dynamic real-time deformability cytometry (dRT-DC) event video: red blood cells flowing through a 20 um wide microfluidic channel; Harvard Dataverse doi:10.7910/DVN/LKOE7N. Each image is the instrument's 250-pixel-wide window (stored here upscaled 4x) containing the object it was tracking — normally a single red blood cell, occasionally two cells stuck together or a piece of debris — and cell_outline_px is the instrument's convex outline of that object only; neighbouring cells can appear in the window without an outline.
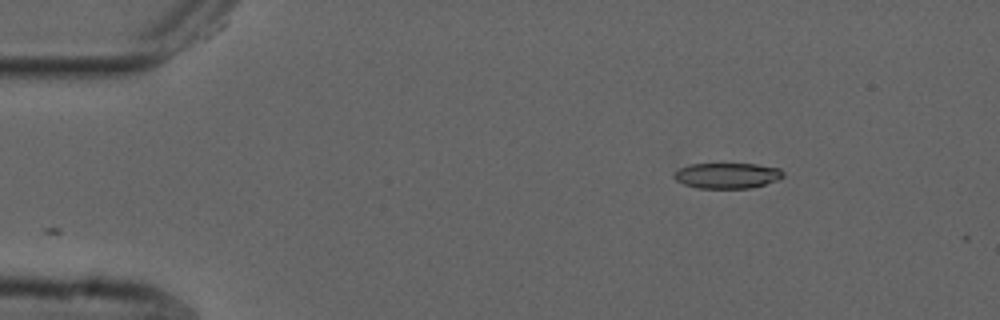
{"species": "common noctule bat (a hibernating species)", "species_latin": "Nyctalus noctula", "temperature_condition": "cold", "stored_images_in_passage": 48, "camera_frame_rate_fps": 3000, "um_per_image_px": 0.085, "animal": {"sex": "male", "forearm_length_mm": 52.5}, "frame": {"image": 1, "passage_image": 1, "time_ms": 0.0, "image_size_px": [1000, 320], "cell_outline_px": [[784, 176], [776, 180], [752, 188], [696, 188], [684, 184], [676, 180], [672, 176], [680, 168], [688, 164], [756, 164], [780, 168], [784, 172]], "centroid_in_image_um": [61.81, 14.92], "position_along_channel_um": 23.2, "area_um2": 16.24}}
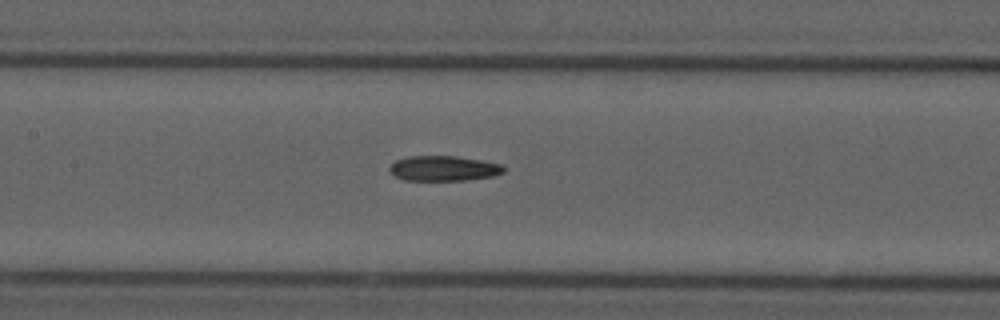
{"frame": {"image": 2, "passage_image": 19, "time_ms": 6.0, "image_size_px": [1000, 320], "cell_outline_px": [[504, 172], [492, 176], [464, 180], [404, 180], [396, 176], [388, 168], [396, 160], [408, 156], [456, 156], [480, 160], [500, 164], [504, 168]], "centroid_in_image_um": [37.69, 14.31], "position_along_channel_um": 169.7, "area_um2": 16.47}}
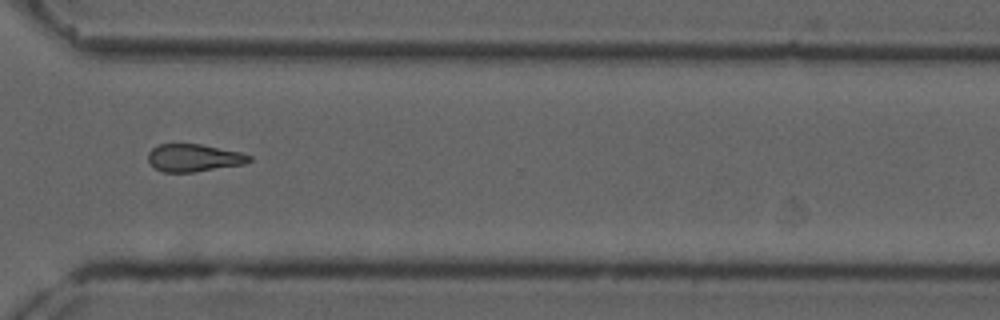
{"frame": {"image": 3, "passage_image": 34, "time_ms": 11.0, "image_size_px": [1000, 320], "cell_outline_px": [[252, 160], [244, 164], [192, 172], [164, 172], [156, 168], [148, 160], [148, 152], [152, 148], [160, 144], [200, 144], [240, 152], [252, 156]], "centroid_in_image_um": [16.48, 13.41], "position_along_channel_um": 354.1, "area_um2": 16.07}, "authors_computed_cell_mechanics": {"area_um2": 16.6464, "velocity_mm_per_s": 3.6983, "shape_relaxation_time_tau1_ms": null, "shape_relaxation_time_tau2_ms": 4.7535, "deformation_change_tau1": null, "deformation_change_tau2": 0.1198}}